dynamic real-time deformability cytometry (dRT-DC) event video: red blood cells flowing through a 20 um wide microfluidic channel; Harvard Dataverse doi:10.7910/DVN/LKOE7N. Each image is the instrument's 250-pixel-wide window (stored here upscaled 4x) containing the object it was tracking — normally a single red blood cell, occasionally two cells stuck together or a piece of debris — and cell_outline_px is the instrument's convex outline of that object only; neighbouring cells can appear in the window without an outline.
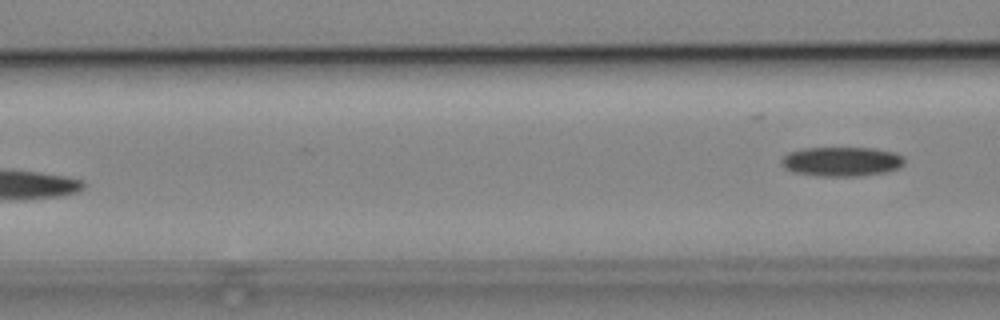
{"species": "common noctule bat (a hibernating species)", "species_latin": "Nyctalus noctula", "temperature_condition": "cold", "stored_images_in_passage": 4, "camera_frame_rate_fps": 3000, "um_per_image_px": 0.085, "animal": {"sex": "male", "body_mass_g": 19.2, "forearm_length_mm": 51.8}, "frame": {"image": 1, "passage_image": 4, "time_ms": 3.667, "image_size_px": [1000, 320], "cell_outline_px": [[904, 164], [900, 168], [884, 172], [856, 176], [816, 176], [792, 172], [784, 168], [780, 160], [788, 152], [804, 148], [876, 148], [896, 152], [904, 156]], "centroid_in_image_um": [71.54, 13.73], "position_along_channel_um": 95.1, "area_um2": 21.33}}